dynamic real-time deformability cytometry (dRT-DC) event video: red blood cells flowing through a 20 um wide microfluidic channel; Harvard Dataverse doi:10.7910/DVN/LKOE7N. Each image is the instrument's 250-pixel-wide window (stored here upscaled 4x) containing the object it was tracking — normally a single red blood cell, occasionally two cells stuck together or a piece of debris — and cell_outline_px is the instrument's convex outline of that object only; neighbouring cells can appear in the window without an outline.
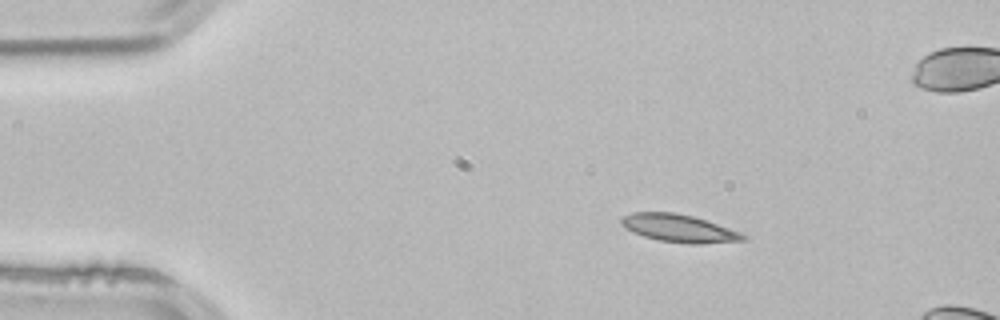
{"species": "common noctule bat (a hibernating species)", "species_latin": "Nyctalus noctula", "temperature_condition": "room temperature", "stored_images_in_passage": 3, "segment_of_instrument_passage": [2, 2], "camera_frame_rate_fps": 3000, "um_per_image_px": 0.085, "animal": {"sex": "male", "body_mass_g": 21.5, "forearm_length_mm": 52.0}, "frame": {"image": 1, "passage_image": 3, "time_ms": 0.667, "image_size_px": [1000, 320], "cell_outline_px": [[748, 240], [700, 244], [688, 244], [660, 240], [644, 236], [624, 228], [620, 224], [620, 220], [624, 216], [632, 212], [676, 212], [692, 216], [740, 232], [748, 236]], "centroid_in_image_um": [57.71, 19.41], "position_along_channel_um": 27.3, "area_um2": 19.59}}